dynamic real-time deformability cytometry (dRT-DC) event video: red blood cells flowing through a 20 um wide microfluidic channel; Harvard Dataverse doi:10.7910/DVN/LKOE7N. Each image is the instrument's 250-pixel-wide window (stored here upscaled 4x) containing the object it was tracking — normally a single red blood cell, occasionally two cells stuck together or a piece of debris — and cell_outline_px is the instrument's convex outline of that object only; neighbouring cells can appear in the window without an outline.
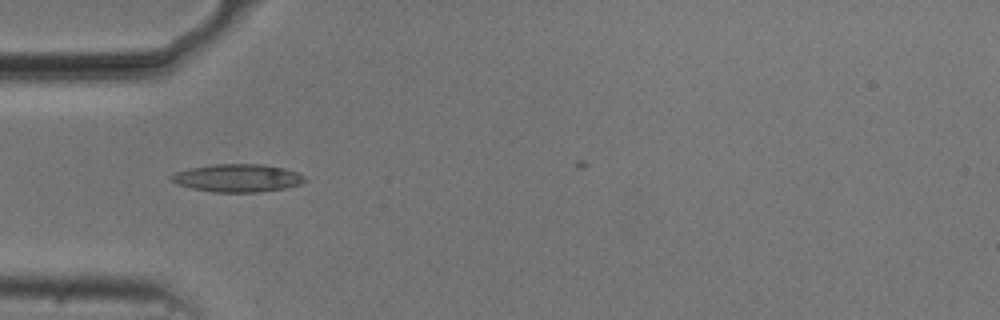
{"species": "common noctule bat (a hibernating species)", "species_latin": "Nyctalus noctula", "temperature_condition": "cold", "stored_images_in_passage": 3, "camera_frame_rate_fps": 3000, "um_per_image_px": 0.085, "animal": {"sex": "male", "body_mass_g": 20.5, "forearm_length_mm": 52.5}, "frame": {"image": 1, "passage_image": 1, "time_ms": 0.0, "image_size_px": [1000, 320], "cell_outline_px": [[304, 180], [300, 184], [284, 188], [260, 192], [212, 192], [192, 188], [176, 184], [172, 180], [172, 176], [176, 172], [192, 168], [216, 164], [260, 164], [284, 168], [296, 172], [304, 176]], "centroid_in_image_um": [20.2, 15.14], "position_along_channel_um": 64.8, "area_um2": 21.33}}